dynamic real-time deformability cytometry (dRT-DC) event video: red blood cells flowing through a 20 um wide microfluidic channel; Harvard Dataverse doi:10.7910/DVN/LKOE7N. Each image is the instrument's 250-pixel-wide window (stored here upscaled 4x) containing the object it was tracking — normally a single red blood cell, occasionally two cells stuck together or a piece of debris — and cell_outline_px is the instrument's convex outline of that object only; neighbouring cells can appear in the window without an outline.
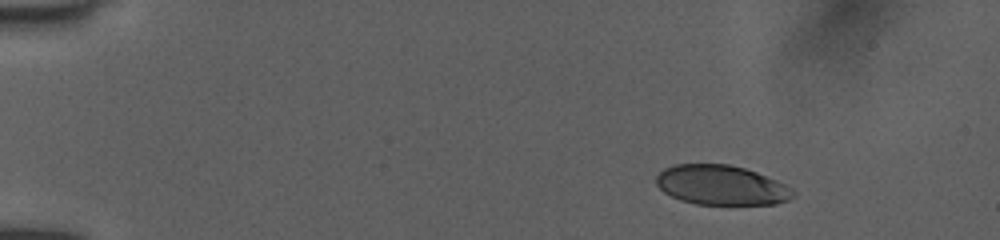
{"species": "human", "species_latin": "Homo sapiens", "temperature_condition": "room temperature", "stored_images_in_passage": 44, "camera_frame_rate_fps": 3000, "um_per_image_px": 0.085, "donor": {"sex": "female"}, "frame": {"image": 1, "passage_image": 1, "time_ms": 0.0, "image_size_px": [1000, 240], "cell_outline_px": [[796, 196], [788, 200], [776, 204], [696, 204], [680, 200], [664, 192], [656, 184], [656, 176], [664, 168], [676, 164], [728, 164], [744, 168], [756, 172], [776, 180], [784, 184], [796, 192]], "centroid_in_image_um": [61.31, 15.74], "position_along_channel_um": 23.7, "area_um2": 31.62}}
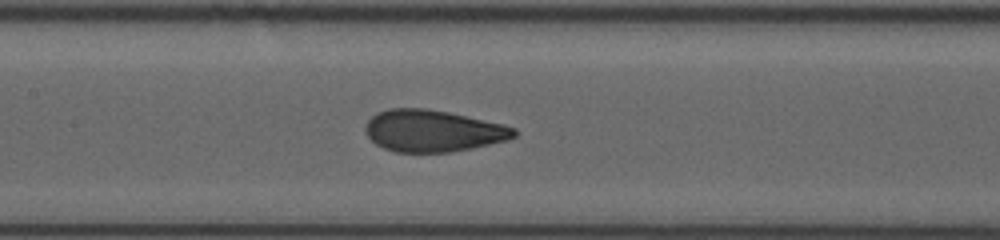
{"frame": {"image": 2, "passage_image": 19, "time_ms": 6.333, "image_size_px": [1000, 240], "cell_outline_px": [[516, 136], [508, 140], [472, 148], [448, 152], [396, 152], [384, 148], [376, 144], [364, 132], [364, 128], [368, 120], [376, 112], [388, 108], [424, 108], [448, 112], [504, 124], [516, 128]], "centroid_in_image_um": [36.79, 11.12], "position_along_channel_um": 170.6, "area_um2": 36.3}}
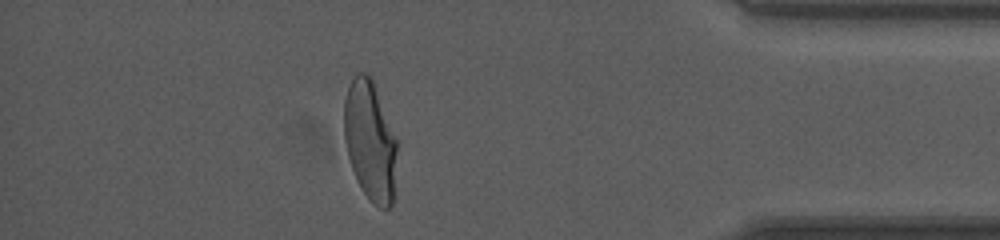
{"frame": {"image": 3, "passage_image": 38, "time_ms": 13.0, "image_size_px": [1000, 240], "cell_outline_px": [[396, 152], [392, 208], [380, 208], [372, 204], [368, 200], [352, 168], [348, 156], [344, 136], [344, 100], [348, 88], [356, 72], [364, 72], [372, 80], [396, 140]], "centroid_in_image_um": [31.43, 12.0], "position_along_channel_um": 403.8, "area_um2": 36.18}, "authors_computed_cell_mechanics": {"area_um2": 36.0961, "velocity_mm_per_s": 3.9872, "shape_relaxation_time_tau1_ms": 6.158, "shape_relaxation_time_tau2_ms": null, "deformation_change_tau1": 0.2275, "deformation_change_tau2": null}}